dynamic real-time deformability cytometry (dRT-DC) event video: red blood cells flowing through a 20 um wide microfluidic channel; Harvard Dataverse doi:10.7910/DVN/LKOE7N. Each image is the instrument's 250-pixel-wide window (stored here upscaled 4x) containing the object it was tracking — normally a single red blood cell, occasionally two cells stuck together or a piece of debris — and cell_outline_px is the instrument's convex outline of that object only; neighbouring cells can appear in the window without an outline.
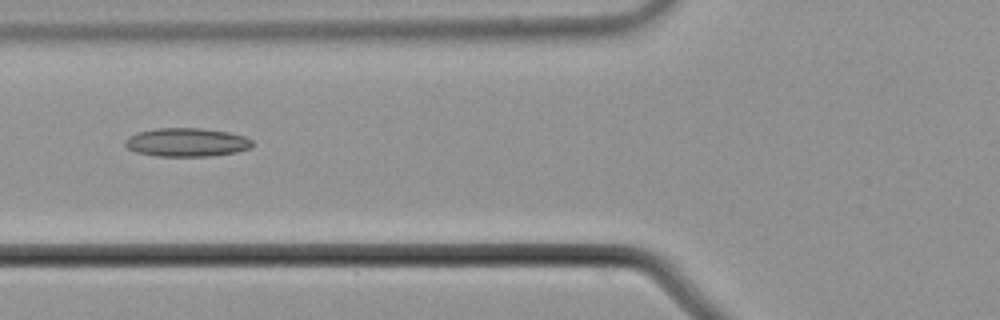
{"species": "common noctule bat (a hibernating species)", "species_latin": "Nyctalus noctula", "temperature_condition": "cold", "stored_images_in_passage": 8, "camera_frame_rate_fps": 3000, "um_per_image_px": 0.085, "animal": {"sex": "male", "body_mass_g": 21.5, "forearm_length_mm": 52.0}, "frame": {"image": 1, "passage_image": 6, "time_ms": 1.667, "image_size_px": [1000, 320], "cell_outline_px": [[252, 148], [236, 152], [208, 156], [156, 156], [136, 152], [128, 148], [124, 144], [124, 140], [128, 136], [136, 132], [156, 128], [200, 128], [228, 132], [244, 136], [252, 140]], "centroid_in_image_um": [15.84, 12.09], "position_along_channel_um": 110.0, "area_um2": 21.27}}
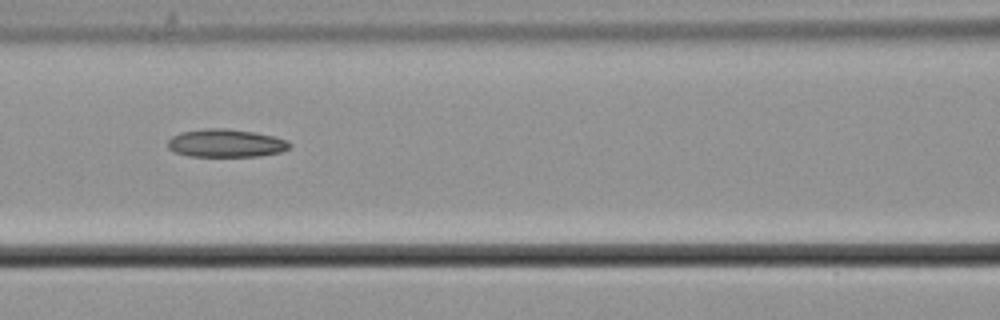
{"frame": {"image": 2, "passage_image": 7, "time_ms": 2.0, "image_size_px": [1000, 320], "cell_outline_px": [[292, 144], [288, 148], [280, 152], [260, 156], [188, 156], [176, 152], [168, 148], [168, 140], [172, 136], [180, 132], [204, 128], [228, 128], [276, 136], [288, 140]], "centroid_in_image_um": [19.21, 12.16], "position_along_channel_um": 147.4, "area_um2": 20.0}}
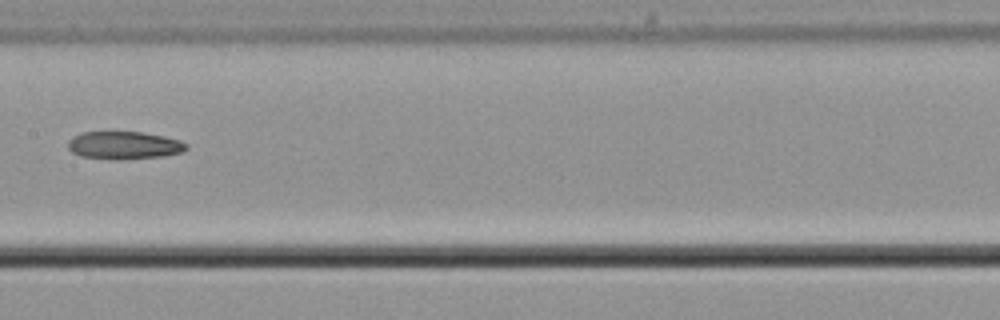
{"frame": {"image": 3, "passage_image": 8, "time_ms": 2.333, "image_size_px": [1000, 320], "cell_outline_px": [[188, 148], [184, 152], [164, 156], [80, 156], [72, 152], [68, 148], [68, 140], [72, 136], [80, 132], [144, 132], [164, 136], [180, 140], [188, 144]], "centroid_in_image_um": [10.58, 12.28], "position_along_channel_um": 196.8, "area_um2": 18.21}}